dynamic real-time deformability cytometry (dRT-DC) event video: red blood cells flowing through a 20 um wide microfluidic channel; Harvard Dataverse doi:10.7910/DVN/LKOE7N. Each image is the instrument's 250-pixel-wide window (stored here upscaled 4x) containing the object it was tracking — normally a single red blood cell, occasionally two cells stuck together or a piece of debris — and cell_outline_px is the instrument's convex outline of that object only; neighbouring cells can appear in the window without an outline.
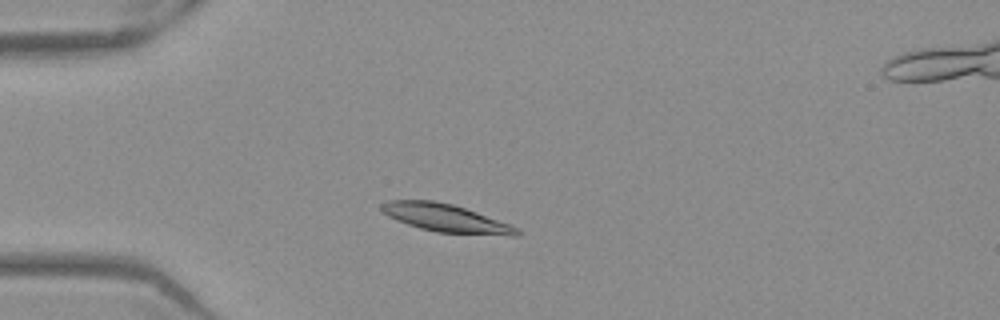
{"species": "Egyptian fruit bat (a non-hibernating species)", "species_latin": "Rousettus aegyptiacus", "temperature_condition": "warm", "stored_images_in_passage": 47, "camera_frame_rate_fps": 3000, "um_per_image_px": 0.085, "frame": {"image": 1, "passage_image": 9, "time_ms": 2.667, "image_size_px": [1000, 320], "cell_outline_px": [[520, 236], [512, 236], [436, 232], [420, 228], [396, 220], [380, 212], [380, 204], [388, 200], [432, 200], [452, 204], [512, 224], [520, 232]], "centroid_in_image_um": [37.88, 18.53], "position_along_channel_um": 47.1, "area_um2": 22.14}}
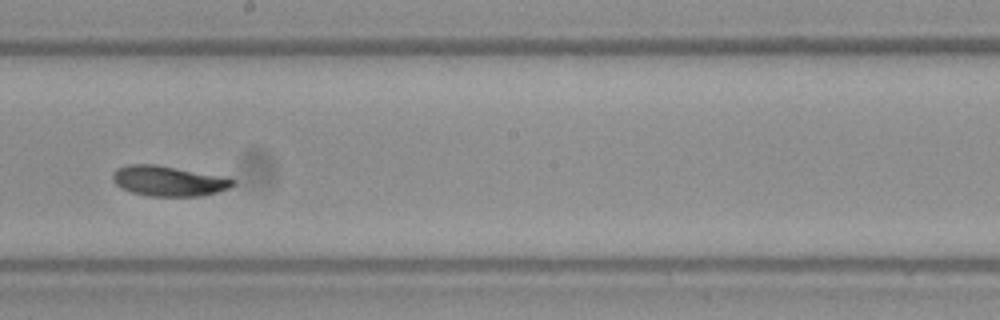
{"frame": {"image": 2, "passage_image": 25, "time_ms": 8.0, "image_size_px": [1000, 320], "cell_outline_px": [[236, 184], [228, 188], [216, 192], [200, 196], [148, 196], [132, 192], [120, 188], [112, 180], [112, 172], [116, 168], [128, 164], [156, 164], [228, 176], [236, 180]], "centroid_in_image_um": [14.34, 15.36], "position_along_channel_um": 233.9, "area_um2": 21.62}}
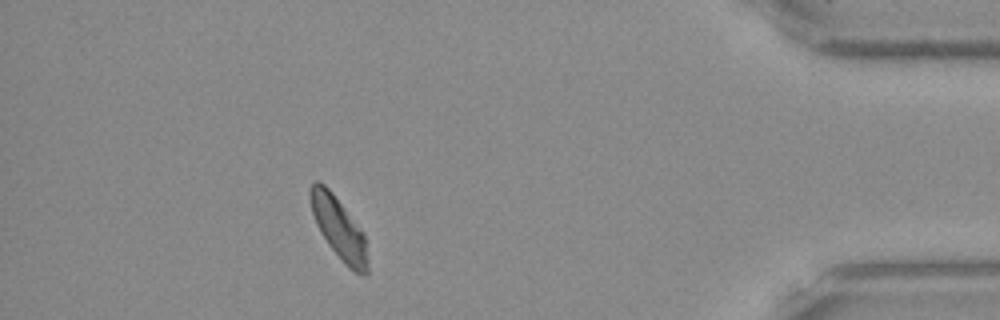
{"frame": {"image": 3, "passage_image": 42, "time_ms": 13.667, "image_size_px": [1000, 320], "cell_outline_px": [[368, 272], [364, 276], [348, 268], [344, 264], [328, 244], [320, 232], [316, 224], [312, 212], [308, 196], [308, 192], [312, 184], [316, 180], [320, 180], [332, 192], [364, 232], [368, 260]], "centroid_in_image_um": [28.79, 19.39], "position_along_channel_um": 406.4, "area_um2": 20.81}, "authors_computed_cell_mechanics": {"area_um2": 21.2704, "velocity_mm_per_s": 3.8801, "shape_relaxation_time_tau1_ms": 2.3656, "shape_relaxation_time_tau2_ms": 5.0969, "deformation_change_tau1": 0.1275, "deformation_change_tau2": 0.096}}